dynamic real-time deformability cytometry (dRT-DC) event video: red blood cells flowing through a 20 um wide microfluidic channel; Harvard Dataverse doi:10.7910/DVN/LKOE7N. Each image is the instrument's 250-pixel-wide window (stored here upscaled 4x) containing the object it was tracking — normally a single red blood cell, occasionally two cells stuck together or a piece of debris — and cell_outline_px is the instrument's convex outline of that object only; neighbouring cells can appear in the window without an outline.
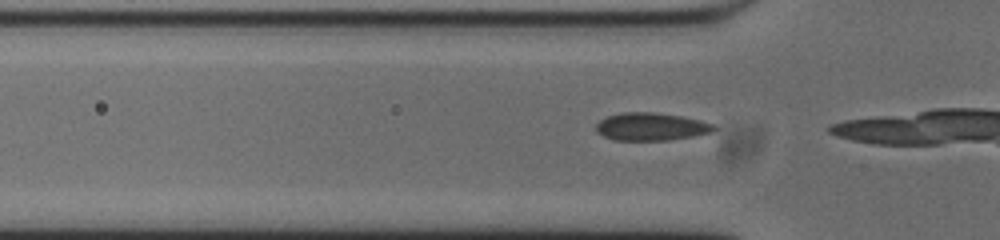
{"species": "common noctule bat (a hibernating species)", "species_latin": "Nyctalus noctula", "temperature_condition": "cold", "stored_images_in_passage": 7, "camera_frame_rate_fps": 3000, "um_per_image_px": 0.085, "animal": {"sex": "male", "body_mass_g": 20.0, "forearm_length_mm": 53.3}, "frame": {"image": 1, "passage_image": 4, "time_ms": 1.0, "image_size_px": [1000, 240], "cell_outline_px": [[716, 128], [712, 132], [692, 136], [668, 140], [612, 140], [596, 132], [596, 124], [600, 120], [608, 116], [624, 112], [652, 112], [680, 116], [700, 120], [716, 124]], "centroid_in_image_um": [55.34, 10.77], "position_along_channel_um": 70.5, "area_um2": 19.02}}